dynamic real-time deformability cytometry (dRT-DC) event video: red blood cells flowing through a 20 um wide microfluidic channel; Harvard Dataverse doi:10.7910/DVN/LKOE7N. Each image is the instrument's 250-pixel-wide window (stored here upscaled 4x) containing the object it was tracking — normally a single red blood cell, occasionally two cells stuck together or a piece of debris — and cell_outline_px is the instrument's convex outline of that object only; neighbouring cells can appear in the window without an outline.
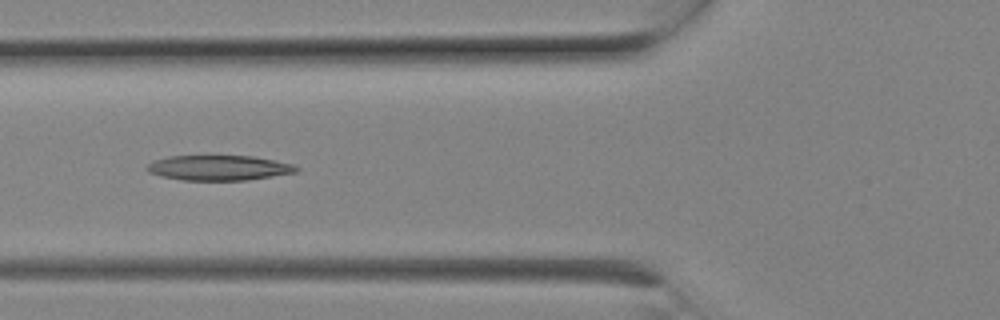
{"species": "Egyptian fruit bat (a non-hibernating species)", "species_latin": "Rousettus aegyptiacus", "temperature_condition": "room temperature", "stored_images_in_passage": 9, "camera_frame_rate_fps": 3000, "um_per_image_px": 0.085, "animal": {"sex": "female"}, "frame": {"image": 1, "passage_image": 7, "time_ms": 2.0, "image_size_px": [1000, 320], "cell_outline_px": [[300, 168], [296, 172], [248, 180], [184, 180], [160, 176], [148, 172], [144, 168], [152, 160], [168, 156], [252, 156], [296, 164]], "centroid_in_image_um": [18.58, 14.26], "position_along_channel_um": 107.2, "area_um2": 21.96}}
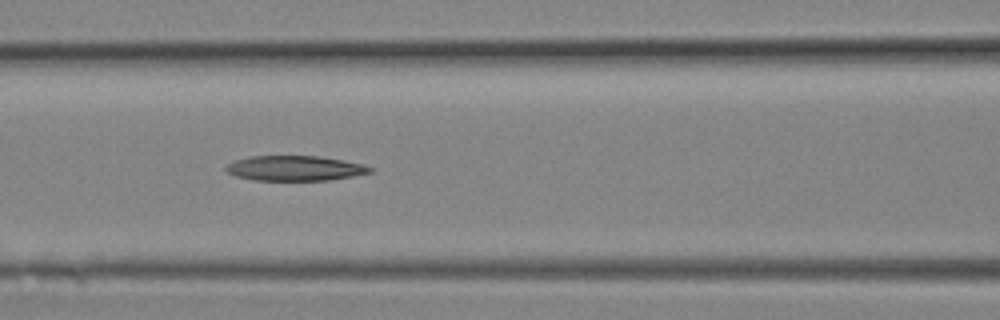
{"frame": {"image": 2, "passage_image": 8, "time_ms": 2.333, "image_size_px": [1000, 320], "cell_outline_px": [[372, 172], [352, 176], [328, 180], [252, 180], [236, 176], [228, 172], [224, 168], [228, 164], [236, 160], [252, 156], [320, 156], [344, 160], [364, 164], [372, 168]], "centroid_in_image_um": [25.08, 14.3], "position_along_channel_um": 141.5, "area_um2": 20.92}}
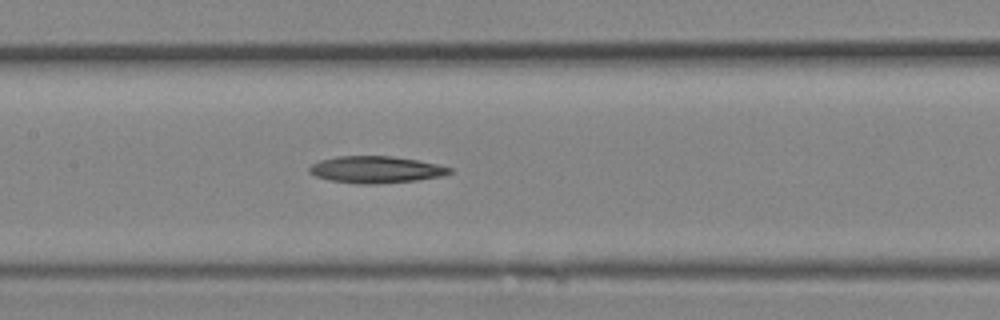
{"frame": {"image": 3, "passage_image": 9, "time_ms": 2.667, "image_size_px": [1000, 320], "cell_outline_px": [[452, 172], [440, 176], [416, 180], [372, 184], [360, 184], [328, 180], [316, 176], [308, 172], [308, 168], [312, 164], [320, 160], [336, 156], [392, 156], [416, 160], [436, 164], [452, 168]], "centroid_in_image_um": [31.9, 14.41], "position_along_channel_um": 175.5, "area_um2": 21.79}}